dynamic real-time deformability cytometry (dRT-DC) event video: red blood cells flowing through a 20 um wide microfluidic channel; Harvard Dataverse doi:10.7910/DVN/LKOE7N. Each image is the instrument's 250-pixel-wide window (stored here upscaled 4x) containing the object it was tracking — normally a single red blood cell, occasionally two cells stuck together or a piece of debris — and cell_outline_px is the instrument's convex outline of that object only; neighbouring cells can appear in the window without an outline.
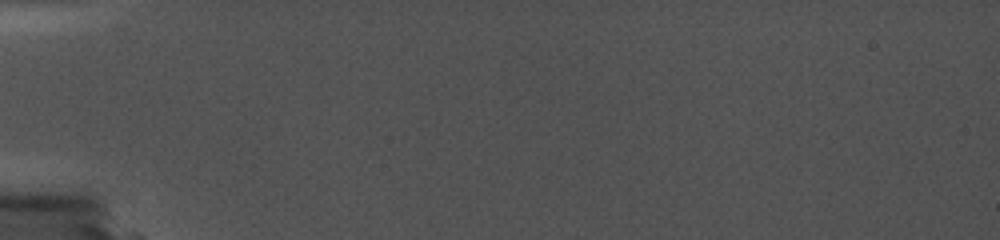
{"species": "common noctule bat (a hibernating species)", "species_latin": "Nyctalus noctula", "temperature_condition": "cold", "stored_images_in_passage": 2, "camera_frame_rate_fps": 5000, "um_per_image_px": 0.085, "animal": {"sex": "female", "body_mass_g": 19.0, "forearm_length_mm": 56.7}, "frame": {"image": 1, "passage_image": 2, "time_ms": 0.8, "image_size_px": [1000, 240], "cell_outline_px": [[680, 136], [632, 140], [524, 136], [516, 132], [516, 128], [548, 124], [568, 124], [648, 128], [680, 132]], "centroid_in_image_um": [50.53, 11.23], "position_along_channel_um": 34.5, "area_um2": 13.35}}